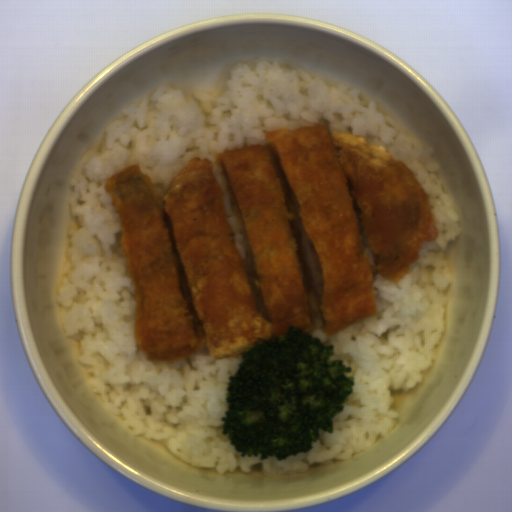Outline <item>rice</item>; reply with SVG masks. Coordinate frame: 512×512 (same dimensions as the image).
I'll return each instance as SVG.
<instances>
[{
    "label": "rice",
    "instance_id": "obj_1",
    "mask_svg": "<svg viewBox=\"0 0 512 512\" xmlns=\"http://www.w3.org/2000/svg\"><path fill=\"white\" fill-rule=\"evenodd\" d=\"M324 126L386 147L426 192L437 239L426 242L403 279L377 277V314L326 335L330 360L352 372L354 389L334 432L320 431L310 452L276 460L242 457L222 430L227 384L243 355L212 358L206 345L177 362L147 360L135 333V287L121 246L109 177L139 164L162 195L191 159L208 157L222 188L256 305L268 321L243 220L220 160L226 151L263 144L280 129ZM461 221L444 186L433 146L380 103L346 84L326 85L282 56L239 63L220 93L162 85L129 106L104 130L101 144L78 163L69 196L68 241L56 301L68 337L77 339L85 376L102 403L134 434L192 466L278 476L329 467L370 449L399 423L396 391L418 388L437 357L446 323L449 246Z\"/></svg>",
    "mask_w": 512,
    "mask_h": 512
}]
</instances>
